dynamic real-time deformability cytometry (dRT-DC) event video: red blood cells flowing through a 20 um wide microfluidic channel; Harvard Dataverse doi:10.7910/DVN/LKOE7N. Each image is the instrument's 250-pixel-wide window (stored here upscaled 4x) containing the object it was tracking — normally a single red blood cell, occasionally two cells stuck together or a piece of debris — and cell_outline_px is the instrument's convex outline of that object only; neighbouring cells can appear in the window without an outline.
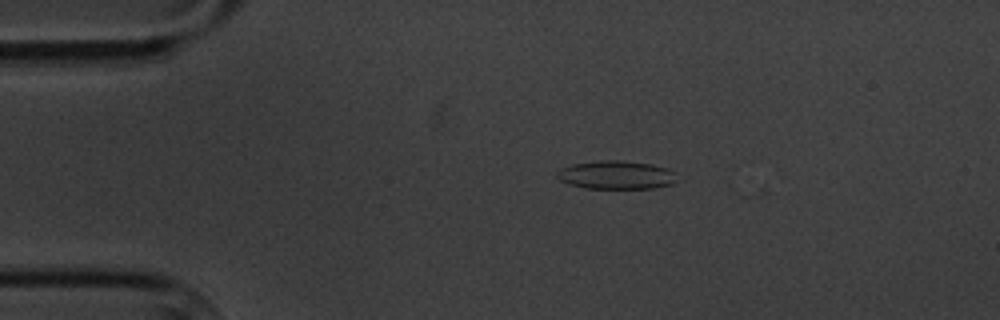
{"species": "common noctule bat (a hibernating species)", "species_latin": "Nyctalus noctula", "temperature_condition": "cold", "stored_images_in_passage": 6, "camera_frame_rate_fps": 3000, "um_per_image_px": 0.085, "animal": {"sex": "male", "body_mass_g": 20.1, "forearm_length_mm": 53.5}, "frame": {"image": 1, "passage_image": 2, "time_ms": 2.0, "image_size_px": [1000, 320], "cell_outline_px": [[684, 180], [672, 184], [652, 188], [584, 188], [568, 184], [560, 180], [556, 176], [556, 172], [560, 168], [572, 164], [600, 160], [620, 160], [652, 164], [668, 168], [676, 172]], "centroid_in_image_um": [52.46, 14.87], "position_along_channel_um": 32.5, "area_um2": 20.35}}